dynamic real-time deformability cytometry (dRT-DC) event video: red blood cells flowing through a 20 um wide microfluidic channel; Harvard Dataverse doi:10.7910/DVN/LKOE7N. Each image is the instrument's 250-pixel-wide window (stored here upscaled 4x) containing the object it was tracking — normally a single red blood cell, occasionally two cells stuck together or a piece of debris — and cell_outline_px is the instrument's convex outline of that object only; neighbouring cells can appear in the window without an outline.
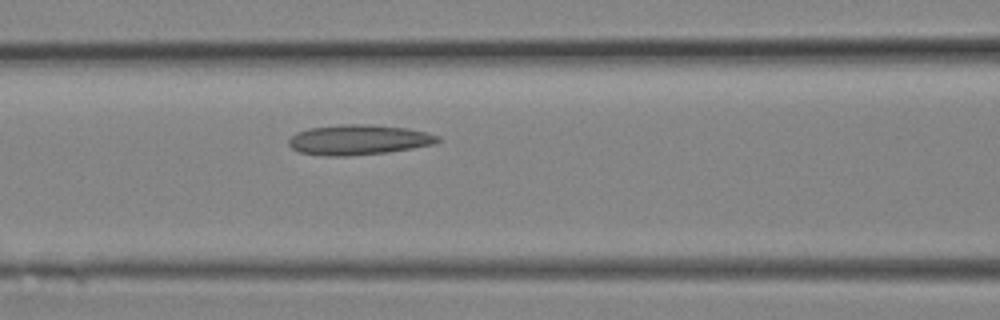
{"species": "Egyptian fruit bat (a non-hibernating species)", "species_latin": "Rousettus aegyptiacus", "temperature_condition": "room temperature", "stored_images_in_passage": 3, "camera_frame_rate_fps": 3000, "um_per_image_px": 0.085, "animal": {"sex": "female"}, "frame": {"image": 1, "passage_image": 3, "time_ms": 0.667, "image_size_px": [1000, 320], "cell_outline_px": [[440, 140], [432, 144], [412, 148], [388, 152], [348, 156], [328, 156], [300, 152], [292, 148], [288, 144], [288, 140], [296, 132], [308, 128], [344, 124], [364, 124], [404, 128], [428, 132], [440, 136]], "centroid_in_image_um": [30.46, 11.88], "position_along_channel_um": 136.1, "area_um2": 26.01}}